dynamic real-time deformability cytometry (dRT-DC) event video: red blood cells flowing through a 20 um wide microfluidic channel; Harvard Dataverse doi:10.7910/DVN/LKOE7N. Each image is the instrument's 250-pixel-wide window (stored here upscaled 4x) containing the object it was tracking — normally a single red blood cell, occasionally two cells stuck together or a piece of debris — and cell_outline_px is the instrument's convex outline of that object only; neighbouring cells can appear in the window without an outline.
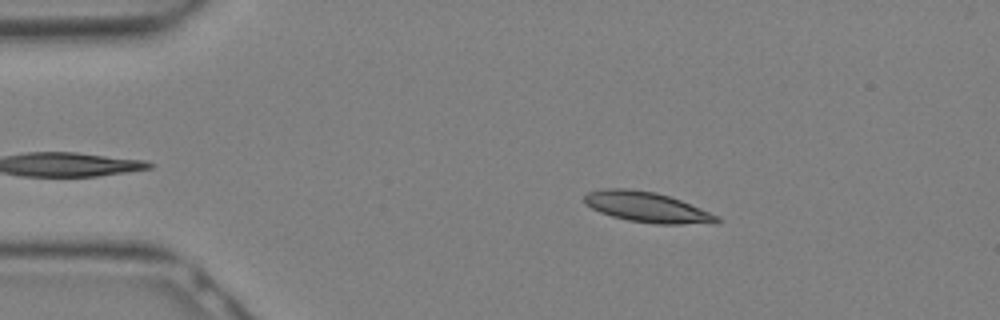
{"species": "Egyptian fruit bat (a non-hibernating species)", "species_latin": "Rousettus aegyptiacus", "temperature_condition": "warm", "stored_images_in_passage": 21, "camera_frame_rate_fps": 3000, "um_per_image_px": 0.085, "animal": {"sex": "female"}, "frame": {"image": 1, "passage_image": 5, "time_ms": 1.333, "image_size_px": [1000, 320], "cell_outline_px": [[720, 220], [680, 224], [656, 224], [628, 220], [612, 216], [600, 212], [584, 204], [584, 196], [588, 192], [604, 188], [628, 188], [656, 192], [680, 200], [720, 216]], "centroid_in_image_um": [54.9, 17.58], "position_along_channel_um": 30.1, "area_um2": 23.0}}
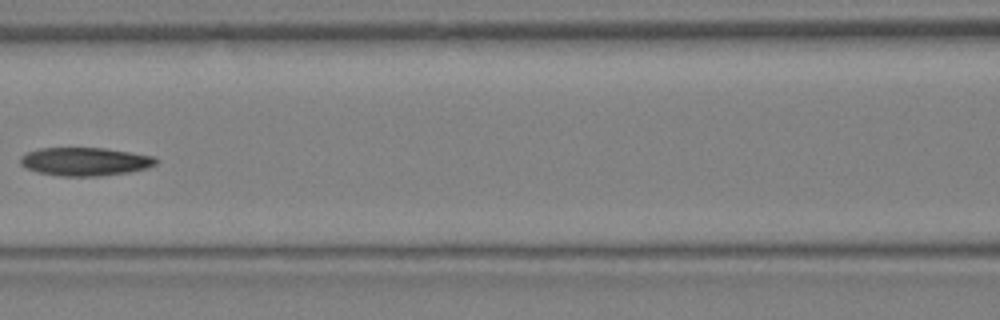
{"frame": {"image": 2, "passage_image": 13, "time_ms": 4.0, "image_size_px": [1000, 320], "cell_outline_px": [[160, 160], [156, 164], [148, 168], [128, 172], [100, 176], [60, 176], [36, 172], [20, 164], [20, 156], [28, 152], [40, 148], [104, 148], [156, 156]], "centroid_in_image_um": [7.26, 13.73], "position_along_channel_um": 159.3, "area_um2": 22.48}}
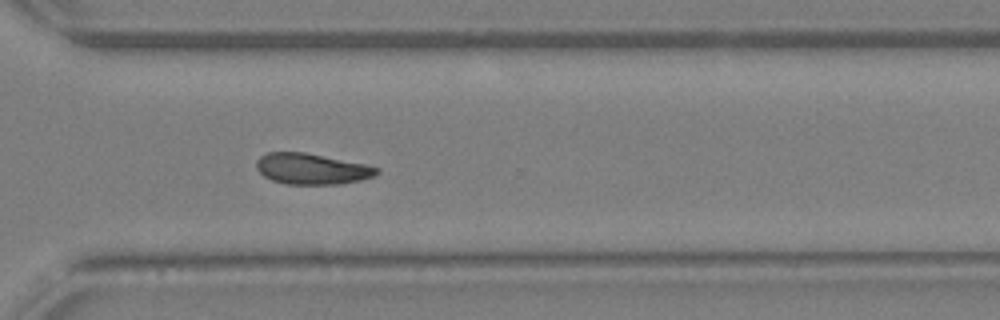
{"frame": {"image": 3, "passage_image": 21, "time_ms": 6.667, "image_size_px": [1000, 320], "cell_outline_px": [[380, 172], [376, 176], [360, 180], [340, 184], [284, 184], [272, 180], [264, 176], [256, 168], [256, 160], [260, 156], [268, 152], [304, 152], [364, 164], [380, 168]], "centroid_in_image_um": [26.5, 14.36], "position_along_channel_um": 344.1, "area_um2": 21.68}}